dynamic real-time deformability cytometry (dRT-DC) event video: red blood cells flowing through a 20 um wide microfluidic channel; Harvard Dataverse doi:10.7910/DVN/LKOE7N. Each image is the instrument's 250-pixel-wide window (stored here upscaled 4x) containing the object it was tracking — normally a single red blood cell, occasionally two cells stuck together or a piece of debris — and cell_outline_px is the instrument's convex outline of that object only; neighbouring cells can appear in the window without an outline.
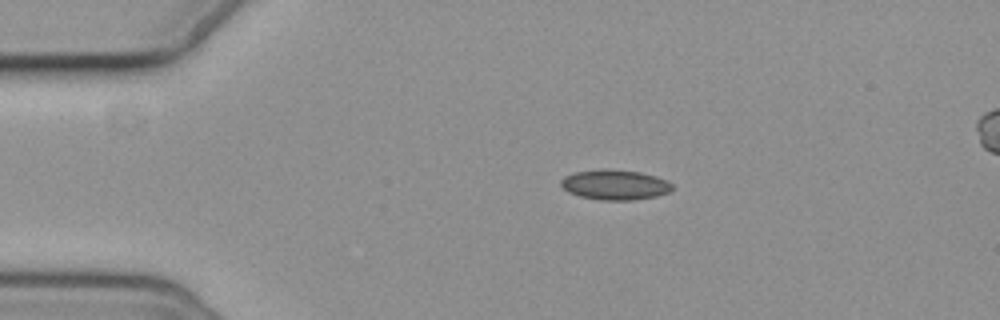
{"species": "common noctule bat (a hibernating species)", "species_latin": "Nyctalus noctula", "temperature_condition": "cold", "stored_images_in_passage": 4, "camera_frame_rate_fps": 3000, "um_per_image_px": 0.085, "animal": {"sex": "female", "body_mass_g": 19.3, "forearm_length_mm": 54.1}, "frame": {"image": 1, "passage_image": 1, "time_ms": 0.0, "image_size_px": [1000, 320], "cell_outline_px": [[672, 188], [668, 192], [656, 196], [632, 200], [600, 200], [580, 196], [568, 192], [560, 184], [560, 180], [564, 176], [576, 172], [600, 168], [604, 168], [640, 172], [656, 176], [668, 180], [672, 184]], "centroid_in_image_um": [52.26, 15.69], "position_along_channel_um": 32.7, "area_um2": 19.59}}
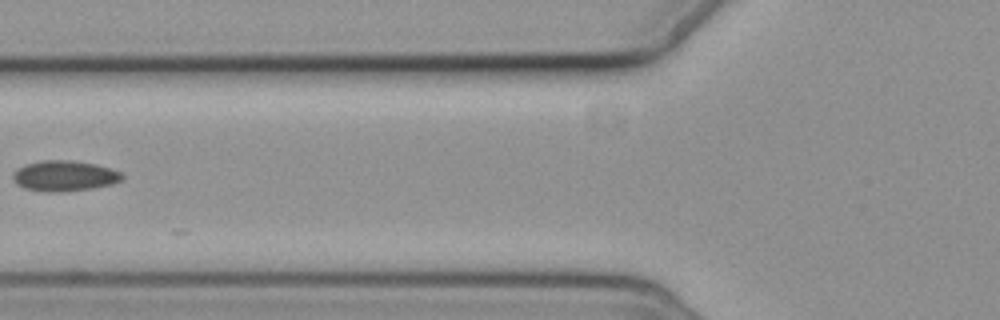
{"frame": {"image": 2, "passage_image": 4, "time_ms": 3.667, "image_size_px": [1000, 320], "cell_outline_px": [[124, 180], [112, 184], [92, 188], [60, 192], [48, 192], [24, 188], [16, 184], [12, 180], [12, 172], [16, 168], [24, 164], [44, 160], [68, 160], [96, 164], [112, 168], [120, 172], [124, 176]], "centroid_in_image_um": [5.46, 14.95], "position_along_channel_um": 120.3, "area_um2": 19.71}}